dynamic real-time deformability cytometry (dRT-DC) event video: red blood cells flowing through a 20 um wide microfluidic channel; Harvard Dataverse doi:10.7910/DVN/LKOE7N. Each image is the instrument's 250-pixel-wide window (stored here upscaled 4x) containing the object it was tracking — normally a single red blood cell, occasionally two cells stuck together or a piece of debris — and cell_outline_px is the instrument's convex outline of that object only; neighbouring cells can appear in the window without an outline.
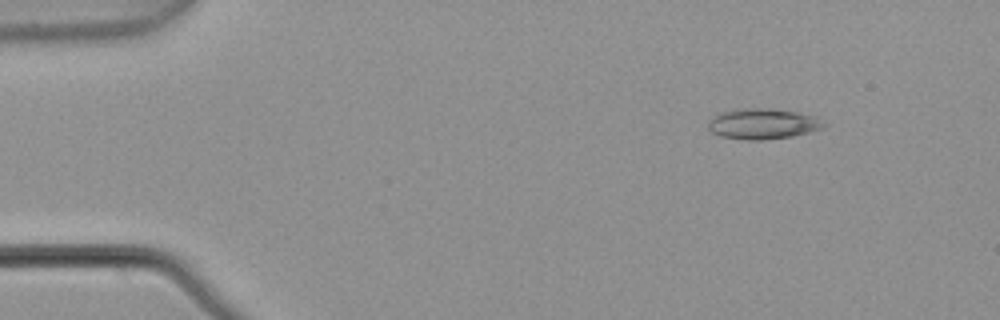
{"species": "common noctule bat (a hibernating species)", "species_latin": "Nyctalus noctula", "temperature_condition": "warm", "stored_images_in_passage": 4, "camera_frame_rate_fps": 3000, "um_per_image_px": 0.085, "animal": {"sex": "male", "body_mass_g": 21.5, "forearm_length_mm": 52.0}, "frame": {"image": 1, "passage_image": 2, "time_ms": 0.333, "image_size_px": [1000, 320], "cell_outline_px": [[828, 124], [824, 128], [792, 136], [760, 140], [748, 140], [720, 136], [712, 132], [708, 128], [708, 120], [712, 116], [724, 112], [744, 108], [768, 108], [796, 112], [820, 116]], "centroid_in_image_um": [64.9, 10.52], "position_along_channel_um": 20.1, "area_um2": 20.75}}
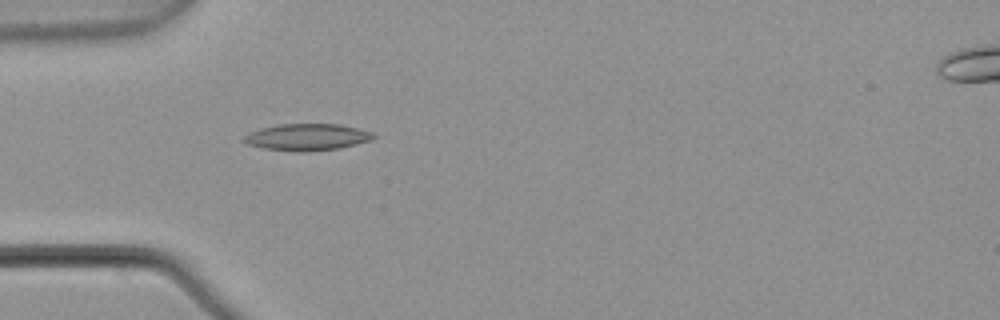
{"frame": {"image": 2, "passage_image": 4, "time_ms": 1.0, "image_size_px": [1000, 320], "cell_outline_px": [[376, 136], [372, 140], [340, 148], [308, 152], [300, 152], [264, 148], [248, 144], [240, 140], [248, 132], [260, 128], [276, 124], [340, 124], [372, 132]], "centroid_in_image_um": [26.07, 11.65], "position_along_channel_um": 58.9, "area_um2": 20.35}}